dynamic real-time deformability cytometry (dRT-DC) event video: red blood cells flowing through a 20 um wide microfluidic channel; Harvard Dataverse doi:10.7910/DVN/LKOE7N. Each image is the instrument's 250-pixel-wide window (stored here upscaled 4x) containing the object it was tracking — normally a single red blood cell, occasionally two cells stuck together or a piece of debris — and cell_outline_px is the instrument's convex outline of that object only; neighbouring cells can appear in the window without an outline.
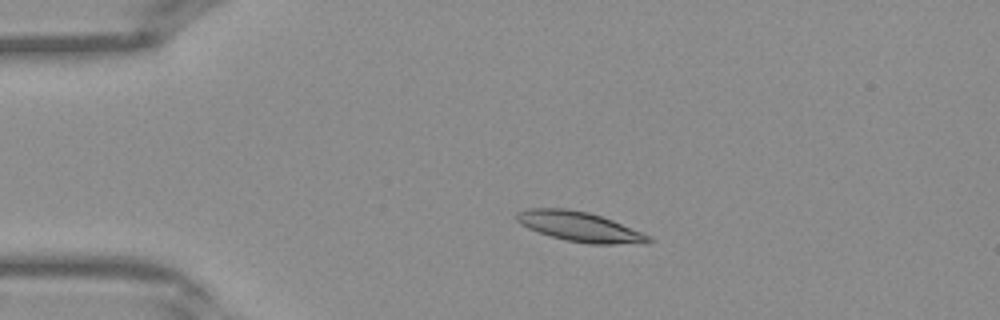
{"species": "Egyptian fruit bat (a non-hibernating species)", "species_latin": "Rousettus aegyptiacus", "temperature_condition": "warm", "stored_images_in_passage": 36, "camera_frame_rate_fps": 3000, "um_per_image_px": 0.085, "frame": {"image": 1, "passage_image": 4, "time_ms": 1.0, "image_size_px": [1000, 320], "cell_outline_px": [[652, 240], [648, 244], [588, 244], [564, 240], [528, 228], [520, 224], [516, 220], [516, 212], [528, 208], [568, 208], [588, 212], [612, 220], [640, 232], [648, 236]], "centroid_in_image_um": [49.24, 19.27], "position_along_channel_um": 35.8, "area_um2": 22.83}}
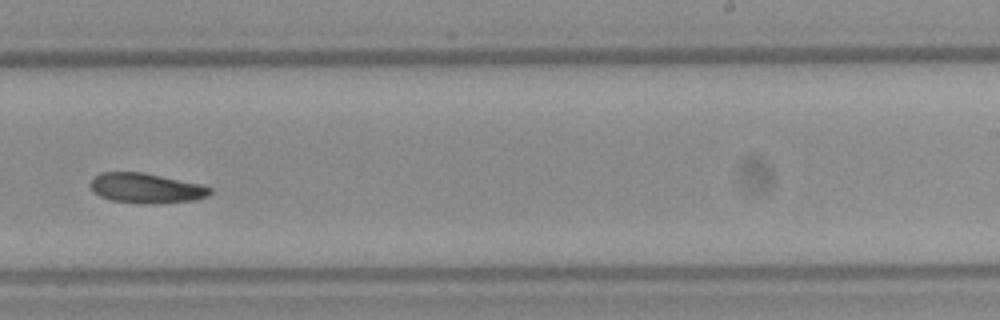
{"frame": {"image": 2, "passage_image": 21, "time_ms": 6.667, "image_size_px": [1000, 320], "cell_outline_px": [[212, 192], [208, 196], [196, 200], [148, 204], [140, 204], [112, 200], [100, 196], [92, 192], [88, 184], [92, 176], [100, 172], [140, 172], [200, 184], [212, 188]], "centroid_in_image_um": [12.36, 16.0], "position_along_channel_um": 276.6, "area_um2": 21.04}}
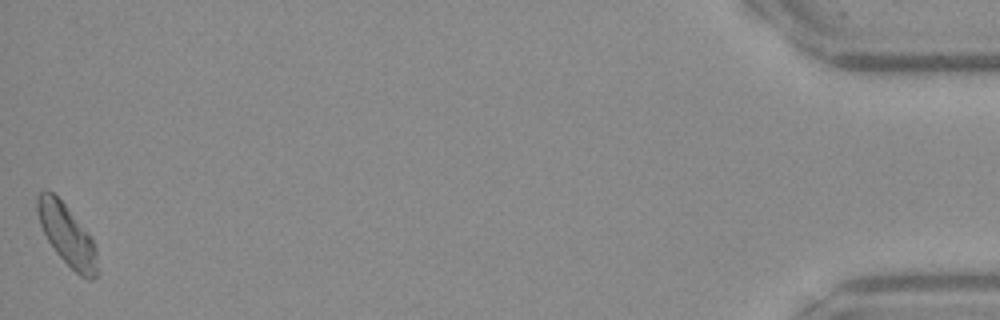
{"frame": {"image": 3, "passage_image": 36, "time_ms": 11.667, "image_size_px": [1000, 320], "cell_outline_px": [[96, 276], [92, 280], [88, 280], [80, 276], [56, 252], [48, 240], [40, 224], [36, 212], [36, 196], [44, 188], [48, 188], [68, 208], [92, 236], [96, 248]], "centroid_in_image_um": [5.67, 19.93], "position_along_channel_um": 429.5, "area_um2": 21.27}}